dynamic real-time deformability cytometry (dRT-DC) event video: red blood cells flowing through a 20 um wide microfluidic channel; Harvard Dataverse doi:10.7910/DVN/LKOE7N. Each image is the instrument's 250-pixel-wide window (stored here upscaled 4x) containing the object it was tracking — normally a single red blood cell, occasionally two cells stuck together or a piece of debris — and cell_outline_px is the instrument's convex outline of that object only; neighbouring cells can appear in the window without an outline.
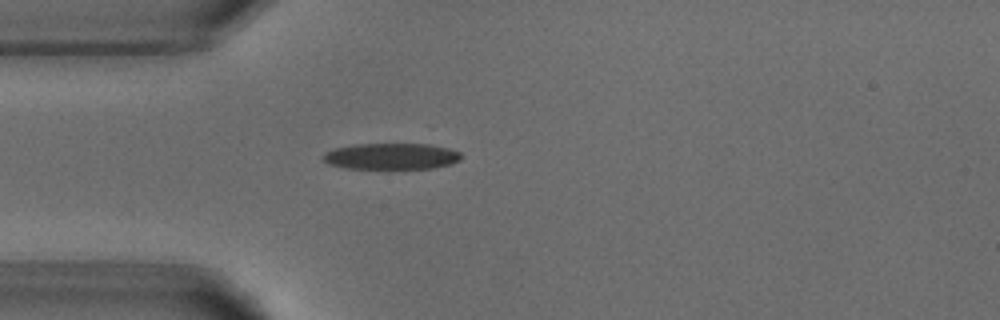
{"species": "common noctule bat (a hibernating species)", "species_latin": "Nyctalus noctula", "temperature_condition": "warm", "stored_images_in_passage": 1, "camera_frame_rate_fps": 3000, "um_per_image_px": 0.085, "animal": {"sex": "male", "body_mass_g": 18.8}, "frame": {"image": 1, "passage_image": 1, "time_ms": 0.0, "image_size_px": [1000, 320], "cell_outline_px": [[460, 160], [452, 164], [432, 168], [388, 172], [344, 168], [328, 164], [324, 160], [324, 152], [336, 148], [352, 144], [428, 144], [448, 148], [460, 152]], "centroid_in_image_um": [33.24, 13.34], "position_along_channel_um": 51.8, "area_um2": 22.25}}